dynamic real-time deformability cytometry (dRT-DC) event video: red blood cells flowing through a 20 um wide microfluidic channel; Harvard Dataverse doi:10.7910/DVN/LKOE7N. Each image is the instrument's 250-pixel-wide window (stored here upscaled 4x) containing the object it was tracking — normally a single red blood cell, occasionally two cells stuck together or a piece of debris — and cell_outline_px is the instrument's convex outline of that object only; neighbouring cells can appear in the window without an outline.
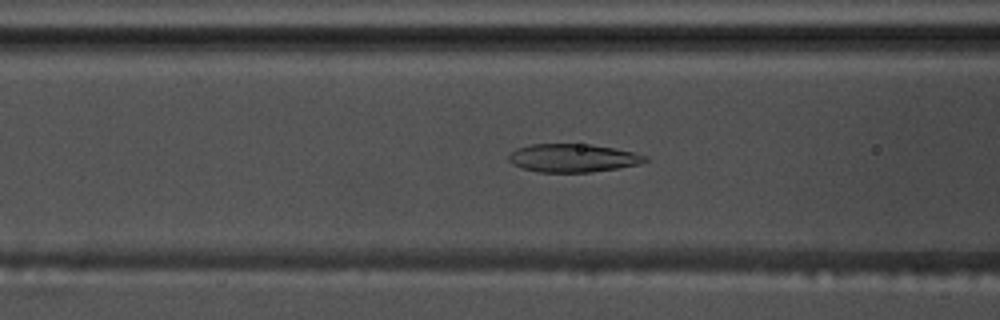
{"species": "common noctule bat (a hibernating species)", "species_latin": "Nyctalus noctula", "temperature_condition": "warm", "stored_images_in_passage": 54, "camera_frame_rate_fps": 3000, "um_per_image_px": 0.085, "animal": {"sex": "male", "body_mass_g": 17.5, "forearm_length_mm": 52.3}, "frame": {"image": 1, "passage_image": 21, "time_ms": 6.667, "image_size_px": [1000, 320], "cell_outline_px": [[648, 160], [640, 164], [592, 172], [540, 172], [524, 168], [512, 164], [508, 160], [508, 156], [516, 148], [532, 144], [588, 144], [612, 148], [632, 152], [648, 156]], "centroid_in_image_um": [48.69, 13.43], "position_along_channel_um": 117.9, "area_um2": 22.25}}
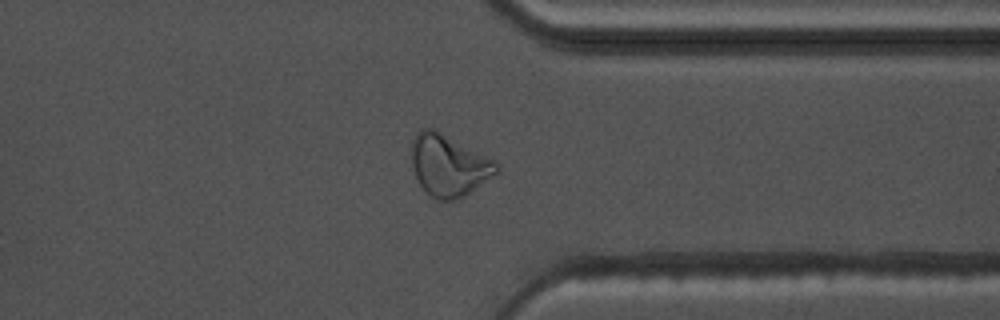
{"frame": {"image": 2, "passage_image": 42, "time_ms": 13.667, "image_size_px": [1000, 320], "cell_outline_px": [[500, 172], [464, 196], [452, 200], [440, 200], [432, 196], [420, 184], [412, 168], [412, 140], [416, 132], [420, 128], [436, 128], [496, 160], [500, 164]], "centroid_in_image_um": [38.18, 14.01], "position_along_channel_um": 373.2, "area_um2": 30.87}}
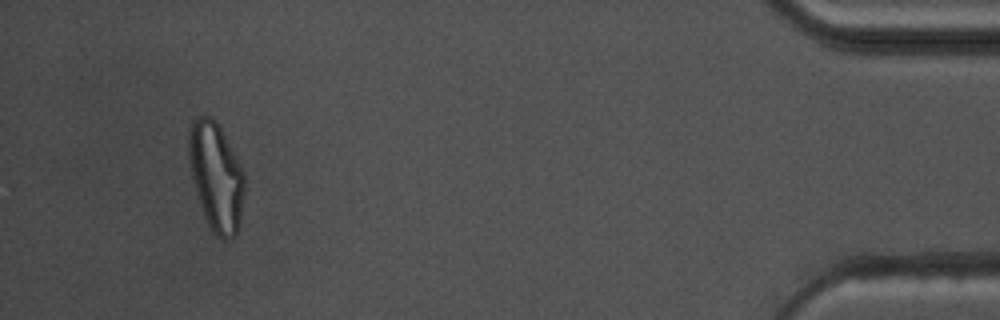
{"frame": {"image": 3, "passage_image": 51, "time_ms": 16.667, "image_size_px": [1000, 320], "cell_outline_px": [[244, 196], [240, 224], [236, 236], [224, 240], [216, 236], [208, 224], [204, 216], [200, 204], [192, 176], [188, 156], [188, 136], [192, 120], [200, 116], [208, 116], [216, 120], [240, 164], [244, 172]], "centroid_in_image_um": [18.38, 15.03], "position_along_channel_um": 416.8, "area_um2": 35.08}, "authors_computed_cell_mechanics": {"area_um2": 25.6921, "velocity_mm_per_s": 3.6882, "shape_relaxation_time_tau1_ms": 10.0429, "shape_relaxation_time_tau2_ms": 2.0088, "deformation_change_tau1": 0.2778, "deformation_change_tau2": 0.0915}}